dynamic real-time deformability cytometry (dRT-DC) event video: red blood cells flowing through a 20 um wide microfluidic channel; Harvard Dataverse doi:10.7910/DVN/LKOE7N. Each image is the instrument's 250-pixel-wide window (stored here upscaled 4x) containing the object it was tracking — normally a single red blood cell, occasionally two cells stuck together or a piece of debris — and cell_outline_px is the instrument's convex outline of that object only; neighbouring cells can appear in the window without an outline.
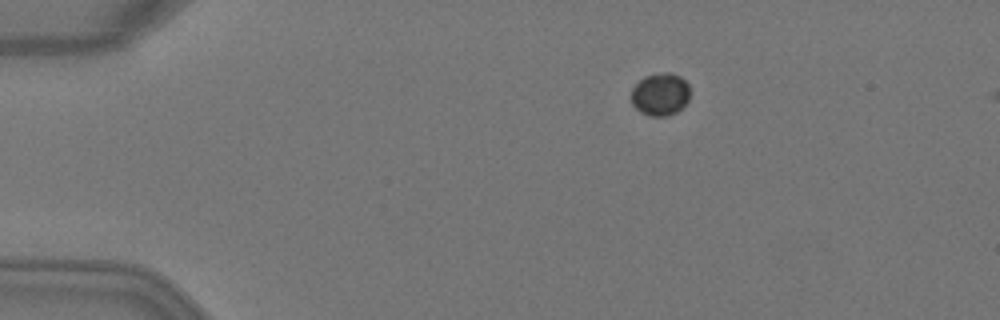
{"species": "Egyptian fruit bat (a non-hibernating species)", "species_latin": "Rousettus aegyptiacus", "temperature_condition": "warm", "stored_images_in_passage": 4, "camera_frame_rate_fps": 3000, "um_per_image_px": 0.085, "animal": {"sex": "female"}, "frame": {"image": 1, "passage_image": 3, "time_ms": 0.667, "image_size_px": [1000, 320], "cell_outline_px": [[688, 100], [676, 112], [668, 116], [652, 116], [640, 112], [632, 104], [632, 88], [644, 76], [664, 72], [672, 72], [680, 76], [688, 84]], "centroid_in_image_um": [56.11, 8.0], "position_along_channel_um": 28.9, "area_um2": 14.45}}